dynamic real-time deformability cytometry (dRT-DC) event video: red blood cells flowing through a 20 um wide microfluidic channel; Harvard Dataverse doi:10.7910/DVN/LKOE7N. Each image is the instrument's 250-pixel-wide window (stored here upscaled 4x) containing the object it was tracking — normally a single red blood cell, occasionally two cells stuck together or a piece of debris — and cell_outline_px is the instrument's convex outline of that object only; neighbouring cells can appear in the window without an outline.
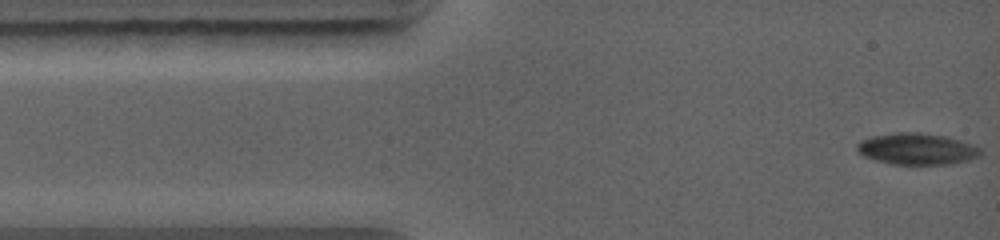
{"species": "common noctule bat (a hibernating species)", "species_latin": "Nyctalus noctula", "temperature_condition": "warm", "stored_images_in_passage": 45, "camera_frame_rate_fps": 5000, "um_per_image_px": 0.085, "animal": {"sex": "female", "body_mass_g": 19.0, "forearm_length_mm": 56.7}, "frame": {"image": 1, "passage_image": 1, "time_ms": 0.0, "image_size_px": [1000, 240], "cell_outline_px": [[980, 156], [968, 160], [948, 164], [892, 164], [876, 160], [864, 156], [856, 148], [856, 144], [860, 140], [872, 136], [896, 132], [920, 132], [948, 136], [972, 144], [980, 148]], "centroid_in_image_um": [77.93, 12.64], "position_along_channel_um": 7.1, "area_um2": 22.66}}
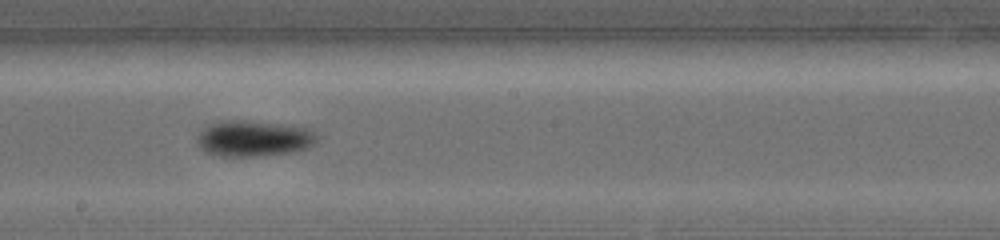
{"frame": {"image": 2, "passage_image": 19, "time_ms": 6.2, "image_size_px": [1000, 240], "cell_outline_px": [[320, 136], [316, 144], [308, 148], [296, 152], [256, 156], [220, 156], [204, 152], [200, 148], [196, 140], [196, 136], [208, 124], [224, 120], [248, 120], [308, 128], [316, 132]], "centroid_in_image_um": [21.59, 11.77], "position_along_channel_um": 226.6, "area_um2": 25.55}}
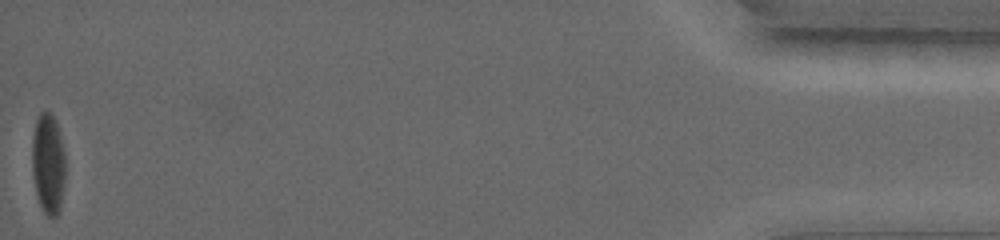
{"frame": {"image": 3, "passage_image": 45, "time_ms": 13.6, "image_size_px": [1000, 240], "cell_outline_px": [[64, 180], [60, 212], [52, 220], [44, 212], [40, 204], [36, 192], [32, 172], [32, 136], [36, 116], [40, 112], [48, 112], [56, 120], [60, 132], [64, 148]], "centroid_in_image_um": [4.09, 13.9], "position_along_channel_um": 431.1, "area_um2": 19.83}}